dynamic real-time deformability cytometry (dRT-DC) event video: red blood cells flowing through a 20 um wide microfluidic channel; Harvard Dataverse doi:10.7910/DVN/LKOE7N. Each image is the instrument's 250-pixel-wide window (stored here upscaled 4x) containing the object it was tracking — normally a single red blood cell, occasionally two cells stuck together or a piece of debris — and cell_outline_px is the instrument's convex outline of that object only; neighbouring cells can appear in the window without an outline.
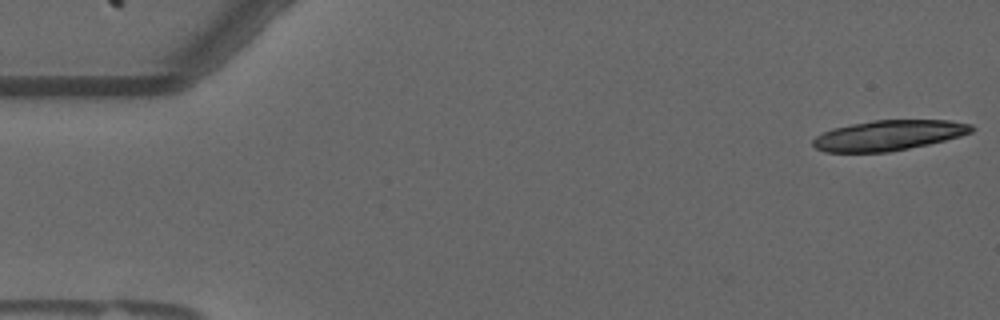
{"species": "common noctule bat (a hibernating species)", "species_latin": "Nyctalus noctula", "temperature_condition": "warm", "stored_images_in_passage": 18, "camera_frame_rate_fps": 3000, "um_per_image_px": 0.085, "animal": {"sex": "male", "forearm_length_mm": 52.5}, "frame": {"image": 1, "passage_image": 1, "time_ms": 0.0, "image_size_px": [1000, 320], "cell_outline_px": [[976, 128], [972, 132], [960, 136], [928, 144], [888, 152], [824, 152], [816, 148], [812, 144], [812, 140], [816, 136], [832, 128], [872, 120], [948, 120], [972, 124]], "centroid_in_image_um": [75.53, 11.5], "position_along_channel_um": 9.5, "area_um2": 27.92}}